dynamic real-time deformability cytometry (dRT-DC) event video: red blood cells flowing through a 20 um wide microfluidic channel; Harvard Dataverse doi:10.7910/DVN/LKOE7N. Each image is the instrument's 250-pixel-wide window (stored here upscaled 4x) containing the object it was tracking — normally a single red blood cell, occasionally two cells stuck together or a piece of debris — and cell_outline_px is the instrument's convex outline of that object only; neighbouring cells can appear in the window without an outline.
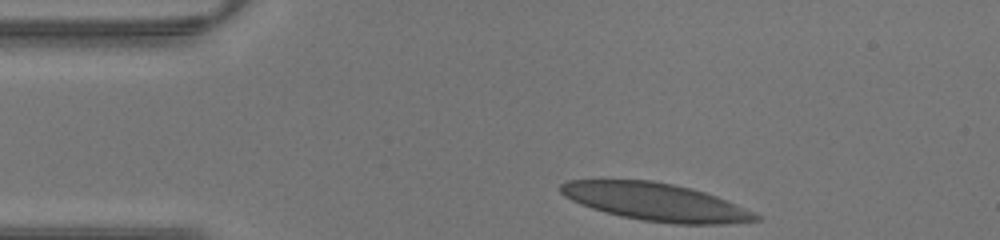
{"species": "human", "species_latin": "Homo sapiens", "temperature_condition": "warm", "stored_images_in_passage": 28, "camera_frame_rate_fps": 3000, "um_per_image_px": 0.085, "donor": {"sex": "male"}, "frame": {"image": 1, "passage_image": 1, "time_ms": 0.0, "image_size_px": [1000, 240], "cell_outline_px": [[760, 220], [724, 224], [676, 224], [640, 220], [620, 216], [604, 212], [580, 204], [564, 196], [560, 192], [560, 184], [568, 180], [652, 180], [692, 188], [716, 196], [744, 208], [760, 216]], "centroid_in_image_um": [55.7, 17.17], "position_along_channel_um": 29.3, "area_um2": 42.6}}
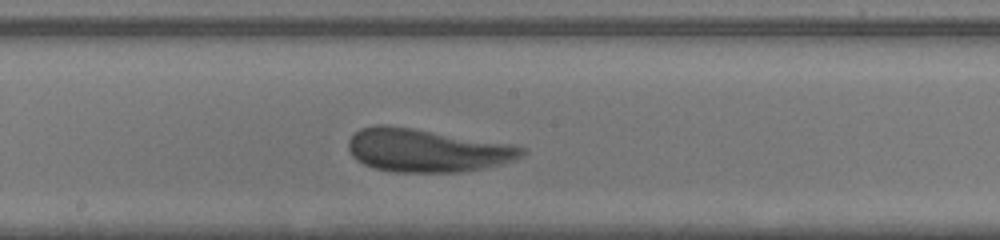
{"frame": {"image": 2, "passage_image": 16, "time_ms": 5.0, "image_size_px": [1000, 240], "cell_outline_px": [[528, 152], [524, 156], [500, 164], [484, 168], [460, 172], [396, 172], [372, 168], [356, 160], [352, 156], [348, 148], [348, 140], [360, 128], [376, 124], [388, 124], [508, 144], [524, 148]], "centroid_in_image_um": [36.23, 12.78], "position_along_channel_um": 212.0, "area_um2": 43.47}}
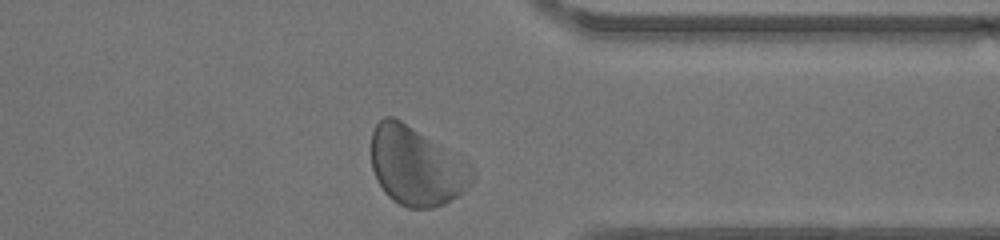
{"frame": {"image": 3, "passage_image": 27, "time_ms": 8.667, "image_size_px": [1000, 240], "cell_outline_px": [[476, 176], [472, 184], [464, 192], [444, 204], [432, 208], [408, 208], [392, 200], [384, 192], [372, 168], [372, 132], [376, 124], [384, 116], [392, 116], [400, 120], [468, 160], [476, 168]], "centroid_in_image_um": [35.46, 14.14], "position_along_channel_um": 375.9, "area_um2": 46.7}}